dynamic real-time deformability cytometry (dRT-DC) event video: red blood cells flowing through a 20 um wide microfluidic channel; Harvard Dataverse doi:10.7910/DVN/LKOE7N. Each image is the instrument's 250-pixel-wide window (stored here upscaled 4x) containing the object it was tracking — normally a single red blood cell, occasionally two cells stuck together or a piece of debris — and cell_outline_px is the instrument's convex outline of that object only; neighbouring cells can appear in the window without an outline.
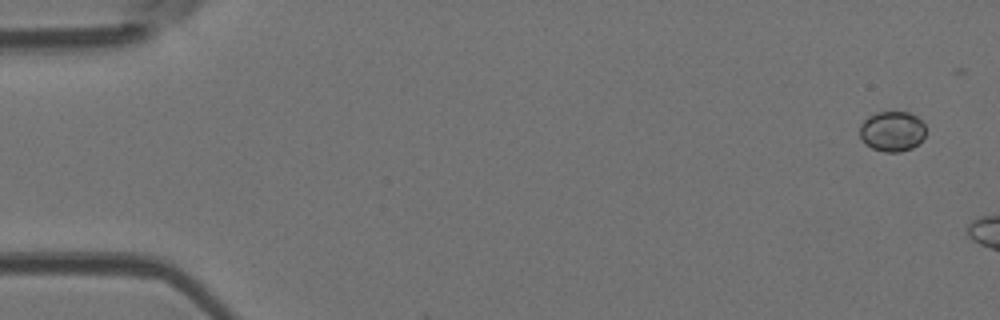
{"species": "Egyptian fruit bat (a non-hibernating species)", "species_latin": "Rousettus aegyptiacus", "temperature_condition": "room temperature", "stored_images_in_passage": 2, "camera_frame_rate_fps": 3000, "um_per_image_px": 0.085, "animal": {"sex": "female"}, "frame": {"image": 1, "passage_image": 1, "time_ms": 0.0, "image_size_px": [1000, 320], "cell_outline_px": [[924, 136], [912, 148], [900, 152], [884, 152], [872, 148], [864, 144], [860, 136], [860, 124], [868, 116], [876, 112], [908, 112], [916, 116], [924, 124]], "centroid_in_image_um": [75.79, 11.16], "position_along_channel_um": 9.2, "area_um2": 15.43}}